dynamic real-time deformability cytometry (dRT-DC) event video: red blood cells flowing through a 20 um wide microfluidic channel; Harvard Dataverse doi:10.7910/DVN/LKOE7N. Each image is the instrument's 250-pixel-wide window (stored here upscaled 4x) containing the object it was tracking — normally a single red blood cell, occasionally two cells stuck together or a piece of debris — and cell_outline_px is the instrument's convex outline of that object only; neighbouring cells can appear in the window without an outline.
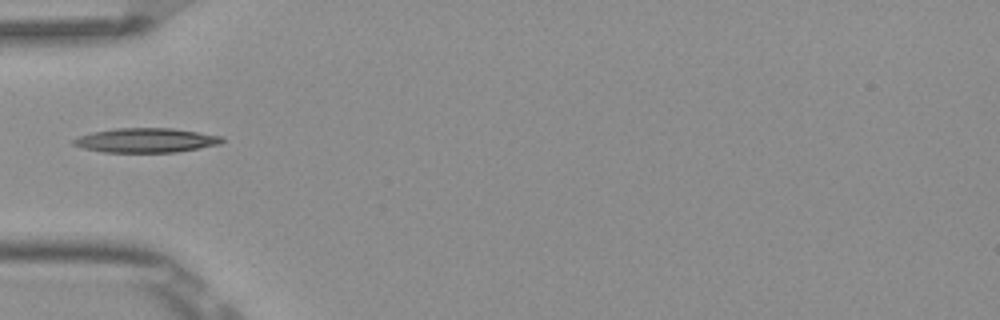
{"species": "Egyptian fruit bat (a non-hibernating species)", "species_latin": "Rousettus aegyptiacus", "temperature_condition": "room temperature", "stored_images_in_passage": 5, "camera_frame_rate_fps": 3000, "um_per_image_px": 0.085, "frame": {"image": 1, "passage_image": 5, "time_ms": 1.333, "image_size_px": [1000, 320], "cell_outline_px": [[224, 140], [220, 144], [176, 152], [104, 152], [84, 148], [72, 144], [72, 140], [76, 136], [92, 132], [116, 128], [172, 128], [224, 136]], "centroid_in_image_um": [12.39, 11.92], "position_along_channel_um": 72.6, "area_um2": 21.15}}